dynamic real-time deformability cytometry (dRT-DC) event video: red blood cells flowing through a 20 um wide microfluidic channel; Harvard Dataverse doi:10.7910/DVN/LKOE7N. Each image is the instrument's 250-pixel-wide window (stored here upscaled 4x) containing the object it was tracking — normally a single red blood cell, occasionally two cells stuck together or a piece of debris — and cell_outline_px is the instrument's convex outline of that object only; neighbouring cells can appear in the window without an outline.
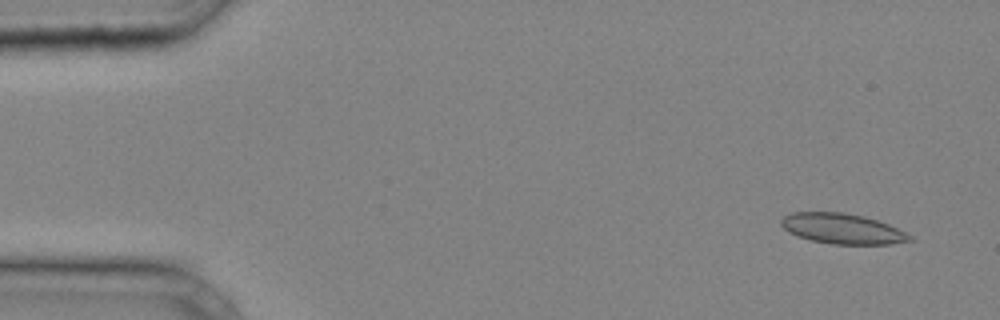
{"species": "common noctule bat (a hibernating species)", "species_latin": "Nyctalus noctula", "temperature_condition": "cold", "stored_images_in_passage": 14, "camera_frame_rate_fps": 3000, "um_per_image_px": 0.085, "animal": {"sex": "male", "body_mass_g": 20.4}, "frame": {"image": 1, "passage_image": 1, "time_ms": 0.0, "image_size_px": [1000, 320], "cell_outline_px": [[916, 240], [888, 244], [832, 244], [812, 240], [796, 236], [788, 232], [780, 224], [780, 220], [784, 216], [792, 212], [840, 212], [864, 216], [888, 224], [912, 236]], "centroid_in_image_um": [71.58, 19.44], "position_along_channel_um": 13.4, "area_um2": 22.66}}
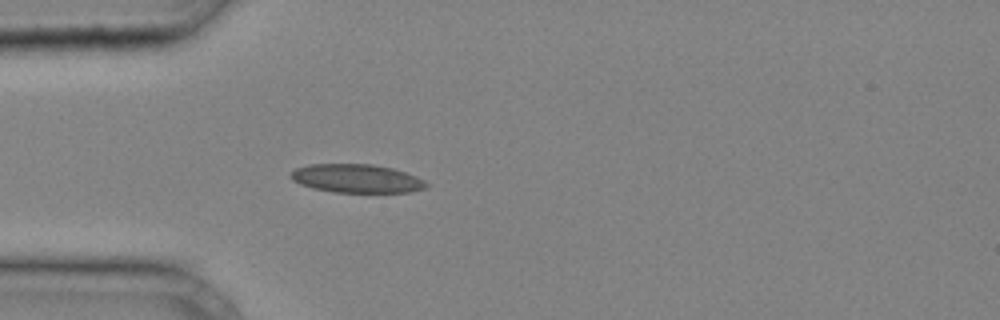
{"frame": {"image": 2, "passage_image": 10, "time_ms": 3.0, "image_size_px": [1000, 320], "cell_outline_px": [[428, 188], [412, 192], [332, 192], [312, 188], [300, 184], [292, 180], [288, 176], [296, 168], [308, 164], [372, 164], [392, 168], [416, 176], [424, 180], [428, 184]], "centroid_in_image_um": [30.31, 15.17], "position_along_channel_um": 54.7, "area_um2": 22.66}}